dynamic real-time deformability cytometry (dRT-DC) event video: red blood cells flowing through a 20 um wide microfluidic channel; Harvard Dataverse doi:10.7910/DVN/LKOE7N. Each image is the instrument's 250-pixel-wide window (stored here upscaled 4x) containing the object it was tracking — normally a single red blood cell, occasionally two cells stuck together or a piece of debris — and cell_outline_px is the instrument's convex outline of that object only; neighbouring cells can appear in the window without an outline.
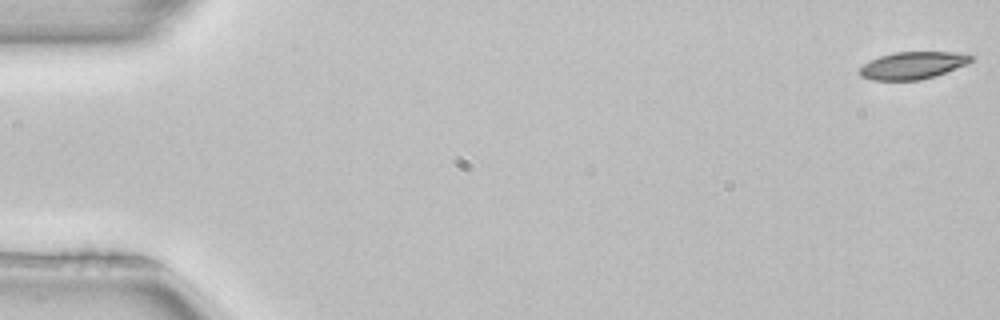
{"species": "common noctule bat (a hibernating species)", "species_latin": "Nyctalus noctula", "temperature_condition": "room temperature", "stored_images_in_passage": 52, "camera_frame_rate_fps": 3000, "um_per_image_px": 0.085, "animal": {"sex": "female", "body_mass_g": 22.7, "forearm_length_mm": 54.2}, "frame": {"image": 1, "passage_image": 1, "time_ms": 0.0, "image_size_px": [1000, 320], "cell_outline_px": [[976, 56], [968, 64], [936, 76], [920, 80], [872, 80], [860, 76], [860, 68], [864, 64], [880, 56], [896, 52], [956, 52]], "centroid_in_image_um": [77.63, 5.56], "position_along_channel_um": 7.4, "area_um2": 17.74}}
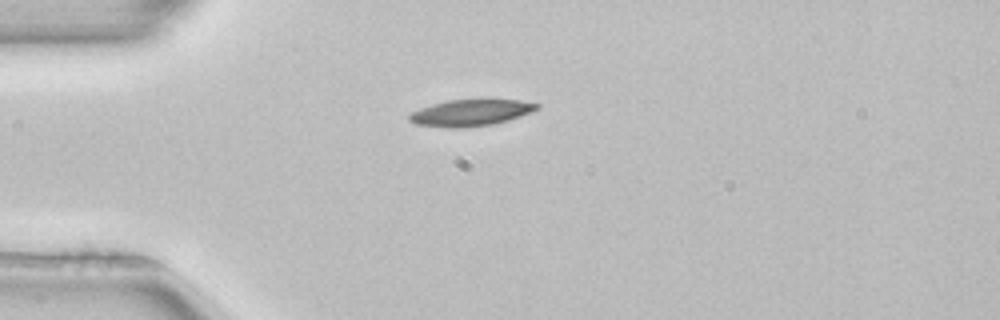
{"frame": {"image": 2, "passage_image": 14, "time_ms": 4.333, "image_size_px": [1000, 320], "cell_outline_px": [[540, 108], [532, 112], [508, 120], [492, 124], [464, 128], [452, 128], [416, 124], [408, 120], [408, 116], [412, 112], [420, 108], [432, 104], [448, 100], [488, 96], [520, 100], [540, 104]], "centroid_in_image_um": [40.08, 9.52], "position_along_channel_um": 44.9, "area_um2": 20.63}}
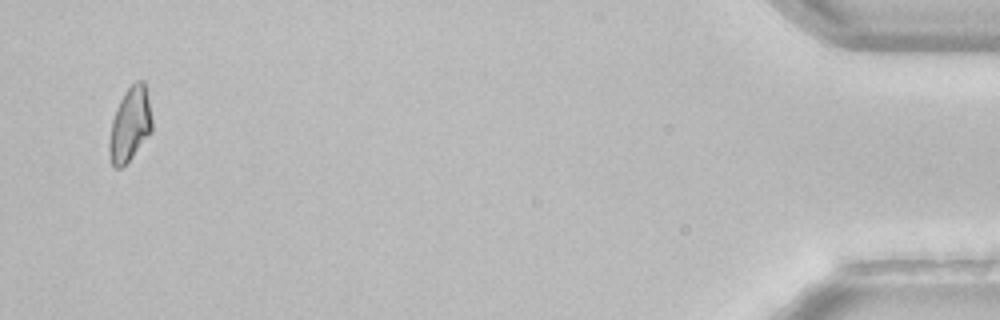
{"frame": {"image": 3, "passage_image": 51, "time_ms": 16.667, "image_size_px": [1000, 320], "cell_outline_px": [[152, 132], [132, 156], [120, 168], [112, 168], [108, 152], [108, 144], [112, 120], [116, 108], [124, 92], [136, 80], [144, 80], [152, 120]], "centroid_in_image_um": [11.03, 10.59], "position_along_channel_um": 424.2, "area_um2": 18.44}, "authors_computed_cell_mechanics": {"area_um2": 19.074, "velocity_mm_per_s": 3.95, "shape_relaxation_time_tau1_ms": 5.4487, "shape_relaxation_time_tau2_ms": null, "deformation_change_tau1": 0.1241, "deformation_change_tau2": null}}